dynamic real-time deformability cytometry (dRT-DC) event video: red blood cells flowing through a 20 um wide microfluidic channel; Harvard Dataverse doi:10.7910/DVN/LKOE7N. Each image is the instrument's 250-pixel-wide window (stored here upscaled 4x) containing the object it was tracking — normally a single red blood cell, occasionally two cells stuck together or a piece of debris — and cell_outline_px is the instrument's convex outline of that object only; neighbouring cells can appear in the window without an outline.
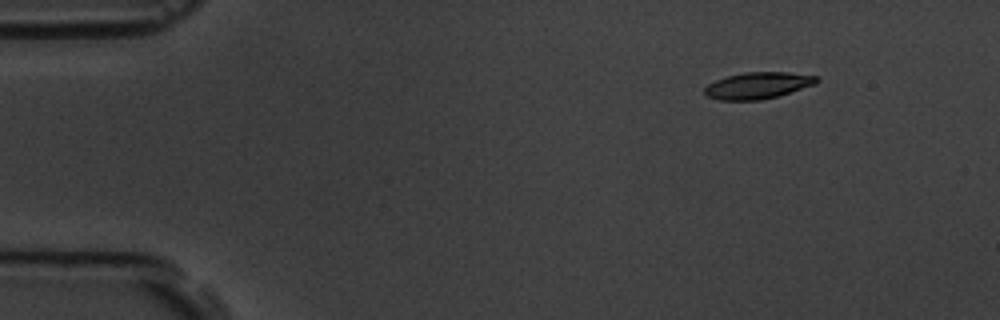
{"species": "common noctule bat (a hibernating species)", "species_latin": "Nyctalus noctula", "temperature_condition": "room temperature", "stored_images_in_passage": 5, "camera_frame_rate_fps": 3000, "um_per_image_px": 0.085, "animal": {"sex": "male", "body_mass_g": 19.5, "forearm_length_mm": 54.6}, "frame": {"image": 1, "passage_image": 2, "time_ms": 1.333, "image_size_px": [1000, 320], "cell_outline_px": [[820, 80], [816, 84], [776, 96], [760, 100], [720, 100], [708, 96], [704, 92], [704, 88], [708, 84], [716, 80], [728, 76], [744, 72], [788, 72], [816, 76]], "centroid_in_image_um": [64.42, 7.26], "position_along_channel_um": 20.6, "area_um2": 17.17}}
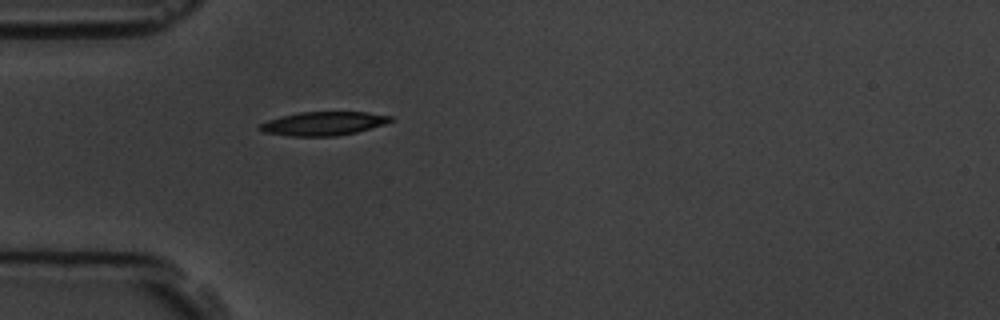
{"frame": {"image": 2, "passage_image": 5, "time_ms": 4.667, "image_size_px": [1000, 320], "cell_outline_px": [[392, 120], [384, 124], [356, 132], [336, 136], [288, 136], [264, 132], [256, 128], [256, 124], [280, 116], [300, 112], [368, 112], [392, 116]], "centroid_in_image_um": [27.42, 10.5], "position_along_channel_um": 57.6, "area_um2": 18.15}}